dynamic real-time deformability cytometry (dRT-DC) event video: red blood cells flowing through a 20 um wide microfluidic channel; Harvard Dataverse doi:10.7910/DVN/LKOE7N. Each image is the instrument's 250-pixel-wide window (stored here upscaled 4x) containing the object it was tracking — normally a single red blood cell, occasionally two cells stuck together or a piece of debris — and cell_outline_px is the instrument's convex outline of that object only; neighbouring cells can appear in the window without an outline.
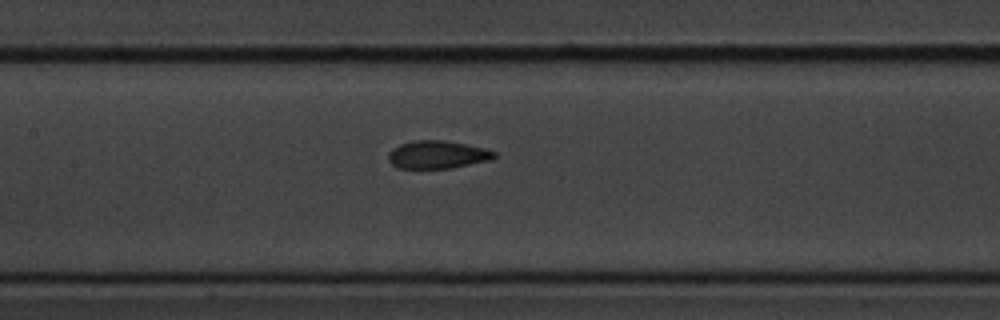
{"species": "common noctule bat (a hibernating species)", "species_latin": "Nyctalus noctula", "temperature_condition": "cold", "stored_images_in_passage": 6, "camera_frame_rate_fps": 3000, "um_per_image_px": 0.085, "animal": {"sex": "male", "body_mass_g": 20.1, "forearm_length_mm": 53.5}, "frame": {"image": 1, "passage_image": 6, "time_ms": 7.0, "image_size_px": [1000, 320], "cell_outline_px": [[496, 156], [492, 160], [448, 168], [396, 168], [388, 160], [388, 152], [392, 148], [400, 144], [412, 140], [444, 140], [484, 148], [496, 152]], "centroid_in_image_um": [37.15, 13.14], "position_along_channel_um": 170.3, "area_um2": 17.22}}